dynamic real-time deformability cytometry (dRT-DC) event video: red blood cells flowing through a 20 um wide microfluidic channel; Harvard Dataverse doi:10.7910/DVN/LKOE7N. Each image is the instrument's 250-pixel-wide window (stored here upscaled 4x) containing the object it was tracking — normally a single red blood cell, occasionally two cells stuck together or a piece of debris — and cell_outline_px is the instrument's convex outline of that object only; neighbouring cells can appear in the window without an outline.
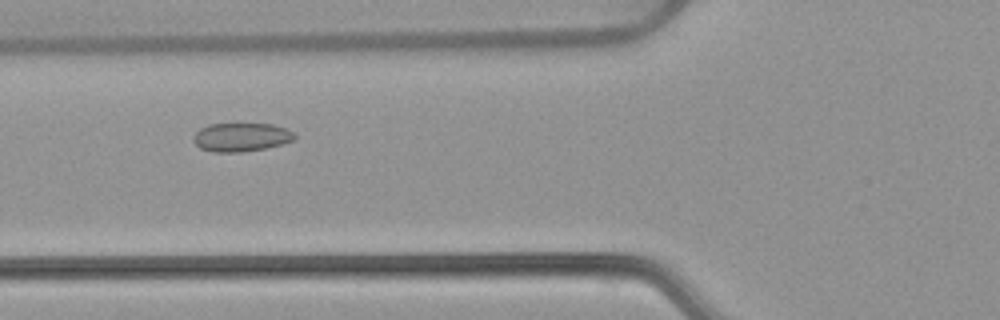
{"species": "common noctule bat (a hibernating species)", "species_latin": "Nyctalus noctula", "temperature_condition": "warm", "stored_images_in_passage": 49, "camera_frame_rate_fps": 3000, "um_per_image_px": 0.085, "animal": {"sex": "female", "body_mass_g": 22.7, "forearm_length_mm": 54.2}, "frame": {"image": 1, "passage_image": 16, "time_ms": 5.0, "image_size_px": [1000, 320], "cell_outline_px": [[296, 136], [292, 140], [280, 144], [264, 148], [240, 152], [212, 152], [200, 148], [192, 140], [192, 136], [200, 128], [208, 124], [272, 124], [284, 128], [292, 132]], "centroid_in_image_um": [20.43, 11.66], "position_along_channel_um": 105.4, "area_um2": 16.7}}
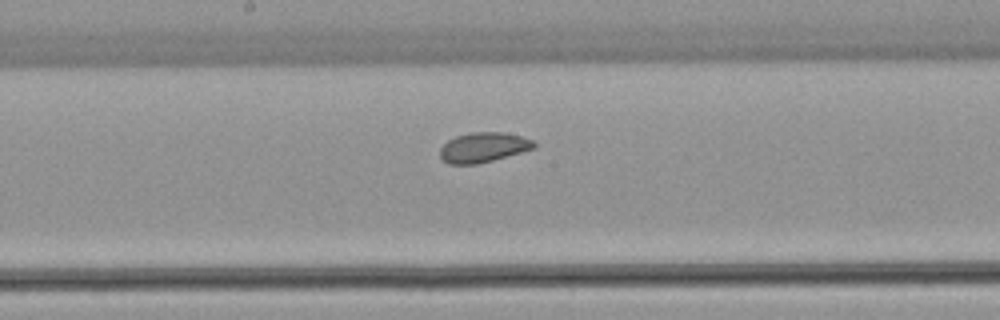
{"frame": {"image": 2, "passage_image": 24, "time_ms": 7.667, "image_size_px": [1000, 320], "cell_outline_px": [[536, 148], [492, 160], [476, 164], [448, 164], [440, 156], [440, 148], [448, 140], [456, 136], [472, 132], [504, 132], [520, 136], [532, 140], [536, 144]], "centroid_in_image_um": [41.08, 12.52], "position_along_channel_um": 207.1, "area_um2": 16.24}}
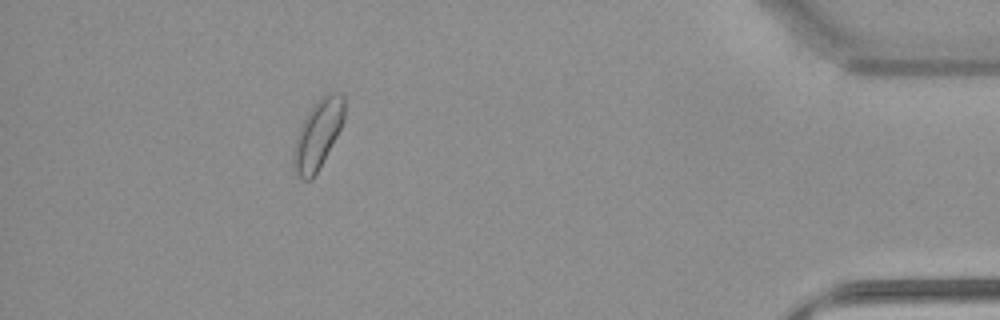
{"frame": {"image": 3, "passage_image": 44, "time_ms": 14.333, "image_size_px": [1000, 320], "cell_outline_px": [[344, 120], [320, 168], [312, 180], [304, 180], [292, 168], [292, 152], [296, 136], [308, 112], [320, 96], [328, 92], [340, 92], [344, 96]], "centroid_in_image_um": [27.0, 11.43], "position_along_channel_um": 408.2, "area_um2": 20.46}, "authors_computed_cell_mechanics": {"area_um2": 17.5712, "velocity_mm_per_s": 3.815, "shape_relaxation_time_tau1_ms": null, "shape_relaxation_time_tau2_ms": 2.2033, "deformation_change_tau1": null, "deformation_change_tau2": 0.0595}}